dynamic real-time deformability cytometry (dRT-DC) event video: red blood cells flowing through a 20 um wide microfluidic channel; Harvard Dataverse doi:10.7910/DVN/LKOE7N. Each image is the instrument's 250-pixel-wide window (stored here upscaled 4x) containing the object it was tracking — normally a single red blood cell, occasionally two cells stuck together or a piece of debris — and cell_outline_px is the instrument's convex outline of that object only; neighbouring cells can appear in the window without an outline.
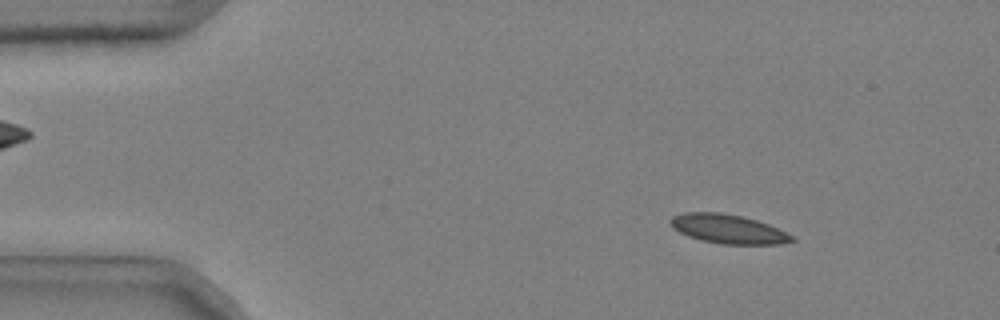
{"species": "common noctule bat (a hibernating species)", "species_latin": "Nyctalus noctula", "temperature_condition": "cold", "stored_images_in_passage": 16, "camera_frame_rate_fps": 3000, "um_per_image_px": 0.085, "animal": {"sex": "male", "body_mass_g": 20.4}, "frame": {"image": 1, "passage_image": 7, "time_ms": 2.0, "image_size_px": [1000, 320], "cell_outline_px": [[796, 240], [780, 244], [720, 244], [700, 240], [688, 236], [672, 228], [668, 220], [672, 216], [684, 212], [720, 212], [740, 216], [756, 220], [768, 224], [796, 236]], "centroid_in_image_um": [61.88, 19.46], "position_along_channel_um": 23.1, "area_um2": 20.75}}